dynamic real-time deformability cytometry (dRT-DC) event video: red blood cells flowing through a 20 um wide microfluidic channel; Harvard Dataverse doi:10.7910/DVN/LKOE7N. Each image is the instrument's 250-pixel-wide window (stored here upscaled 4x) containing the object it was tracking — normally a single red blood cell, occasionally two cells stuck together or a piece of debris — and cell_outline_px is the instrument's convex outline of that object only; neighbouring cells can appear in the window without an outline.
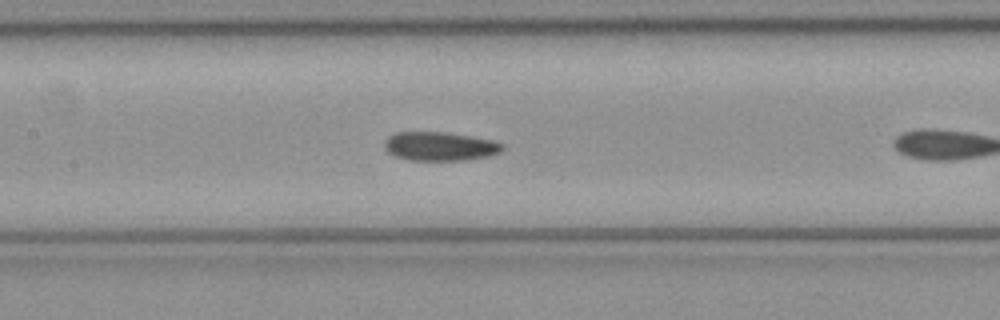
{"species": "common noctule bat (a hibernating species)", "species_latin": "Nyctalus noctula", "temperature_condition": "cold", "stored_images_in_passage": 15, "camera_frame_rate_fps": 3000, "um_per_image_px": 0.085, "animal": {"sex": "female", "body_mass_g": 21.9}, "frame": {"image": 1, "passage_image": 11, "time_ms": 3.333, "image_size_px": [1000, 320], "cell_outline_px": [[504, 148], [500, 152], [488, 156], [464, 160], [408, 160], [396, 156], [388, 152], [384, 148], [384, 140], [388, 136], [396, 132], [444, 132], [496, 140], [504, 144]], "centroid_in_image_um": [37.39, 12.43], "position_along_channel_um": 170.0, "area_um2": 19.94}}